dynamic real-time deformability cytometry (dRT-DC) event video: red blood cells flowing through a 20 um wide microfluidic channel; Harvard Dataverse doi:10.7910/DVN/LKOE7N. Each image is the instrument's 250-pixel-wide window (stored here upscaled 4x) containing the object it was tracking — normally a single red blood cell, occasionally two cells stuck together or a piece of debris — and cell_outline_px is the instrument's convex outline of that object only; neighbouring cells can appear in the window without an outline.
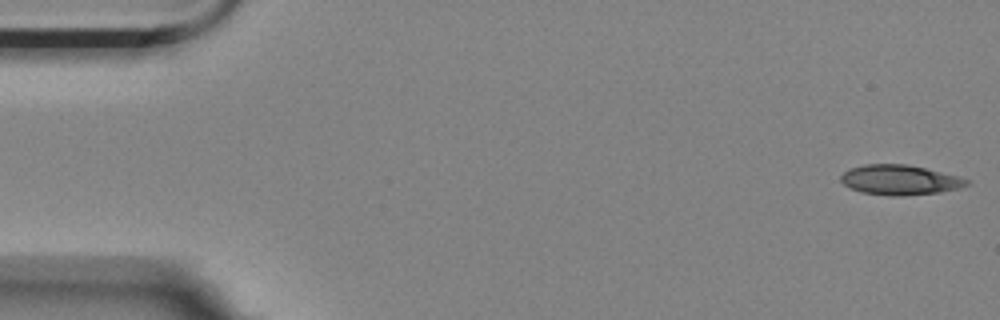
{"species": "Egyptian fruit bat (a non-hibernating species)", "species_latin": "Rousettus aegyptiacus", "temperature_condition": "room temperature", "stored_images_in_passage": 5, "camera_frame_rate_fps": 3000, "um_per_image_px": 0.085, "animal": {"sex": "female"}, "frame": {"image": 1, "passage_image": 1, "time_ms": 0.0, "image_size_px": [1000, 320], "cell_outline_px": [[968, 184], [960, 188], [940, 192], [904, 196], [888, 196], [860, 192], [844, 184], [840, 180], [840, 176], [848, 168], [864, 164], [908, 164], [956, 176], [968, 180]], "centroid_in_image_um": [76.43, 15.3], "position_along_channel_um": 8.6, "area_um2": 21.91}}